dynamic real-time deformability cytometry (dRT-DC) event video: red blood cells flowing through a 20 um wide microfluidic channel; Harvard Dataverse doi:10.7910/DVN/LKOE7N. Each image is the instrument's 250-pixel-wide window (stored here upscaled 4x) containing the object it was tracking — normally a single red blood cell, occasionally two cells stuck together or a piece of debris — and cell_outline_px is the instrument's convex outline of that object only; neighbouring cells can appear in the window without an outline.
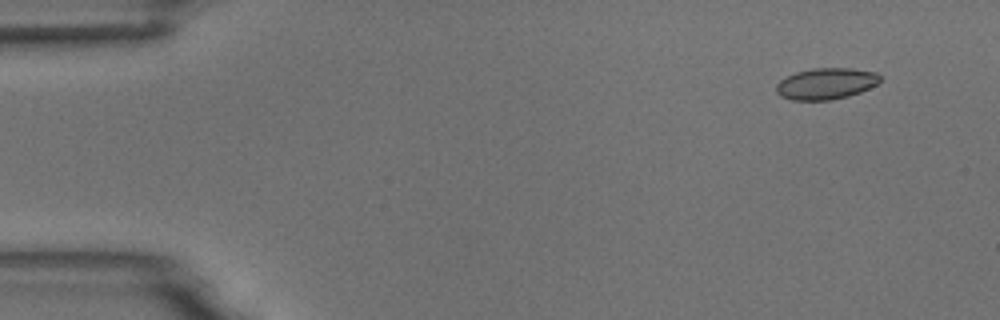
{"species": "common noctule bat (a hibernating species)", "species_latin": "Nyctalus noctula", "temperature_condition": "room temperature", "stored_images_in_passage": 6, "segment_of_instrument_passage": [1, 2], "camera_frame_rate_fps": 3000, "um_per_image_px": 0.085, "animal": {"sex": "male", "body_mass_g": 18.8}, "frame": {"image": 1, "passage_image": 2, "time_ms": 1.333, "image_size_px": [1000, 320], "cell_outline_px": [[880, 80], [876, 84], [860, 92], [848, 96], [828, 100], [792, 100], [780, 96], [776, 92], [776, 84], [780, 80], [796, 72], [812, 68], [852, 68], [876, 72], [880, 76]], "centroid_in_image_um": [70.19, 7.1], "position_along_channel_um": 14.8, "area_um2": 18.9}}
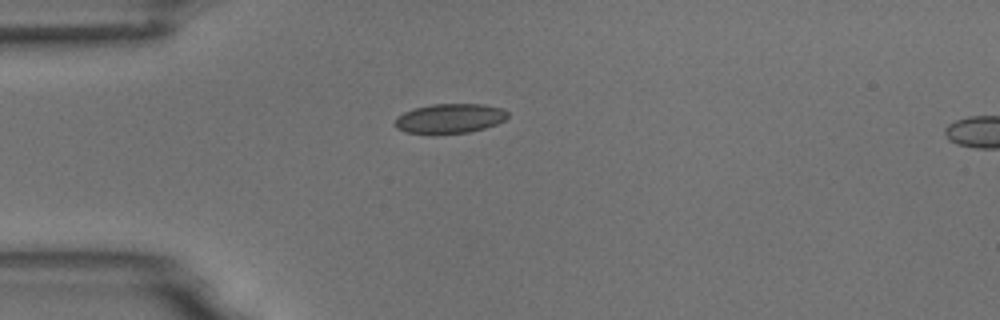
{"frame": {"image": 2, "passage_image": 5, "time_ms": 4.667, "image_size_px": [1000, 320], "cell_outline_px": [[508, 116], [504, 120], [496, 124], [484, 128], [468, 132], [436, 136], [404, 132], [396, 128], [392, 124], [404, 112], [412, 108], [432, 104], [484, 104], [500, 108], [508, 112]], "centroid_in_image_um": [38.17, 10.1], "position_along_channel_um": 46.8, "area_um2": 19.94}}